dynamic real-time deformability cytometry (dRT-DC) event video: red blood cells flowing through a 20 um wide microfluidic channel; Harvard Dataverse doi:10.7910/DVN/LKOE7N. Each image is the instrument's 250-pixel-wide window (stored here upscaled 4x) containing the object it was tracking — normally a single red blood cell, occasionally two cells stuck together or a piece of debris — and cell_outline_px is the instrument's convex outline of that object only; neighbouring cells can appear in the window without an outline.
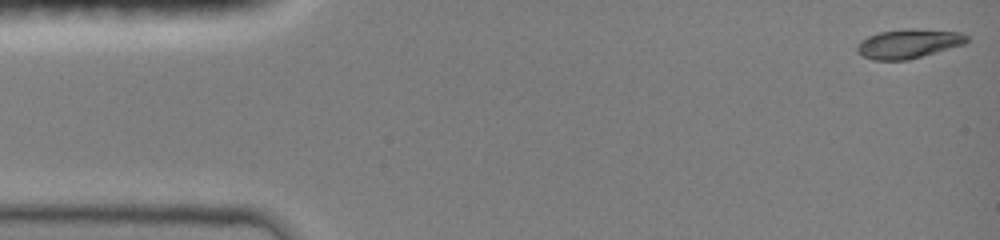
{"species": "common noctule bat (a hibernating species)", "species_latin": "Nyctalus noctula", "temperature_condition": "room temperature", "stored_images_in_passage": 49, "camera_frame_rate_fps": 3000, "um_per_image_px": 0.085, "animal": {"sex": "female", "body_mass_g": 19.0, "forearm_length_mm": 51.5}, "frame": {"image": 1, "passage_image": 1, "time_ms": 0.0, "image_size_px": [1000, 240], "cell_outline_px": [[968, 40], [964, 44], [908, 60], [872, 60], [856, 52], [856, 48], [868, 36], [880, 32], [912, 28], [960, 32], [968, 36]], "centroid_in_image_um": [77.24, 3.71], "position_along_channel_um": 7.8, "area_um2": 18.44}}
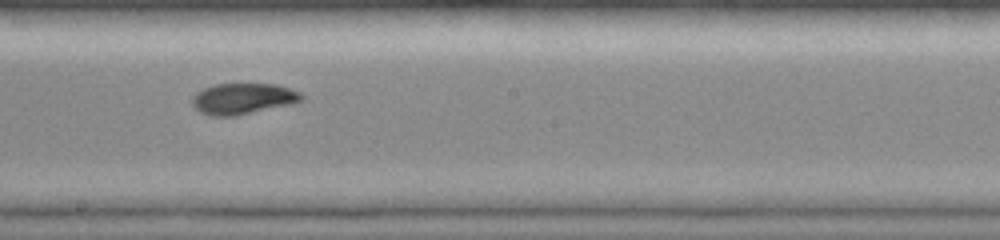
{"frame": {"image": 2, "passage_image": 28, "time_ms": 8.333, "image_size_px": [1000, 240], "cell_outline_px": [[304, 100], [292, 104], [236, 116], [212, 116], [200, 112], [192, 104], [192, 96], [196, 92], [204, 88], [216, 84], [276, 84], [300, 92], [304, 96]], "centroid_in_image_um": [20.66, 8.39], "position_along_channel_um": 227.5, "area_um2": 19.83}}
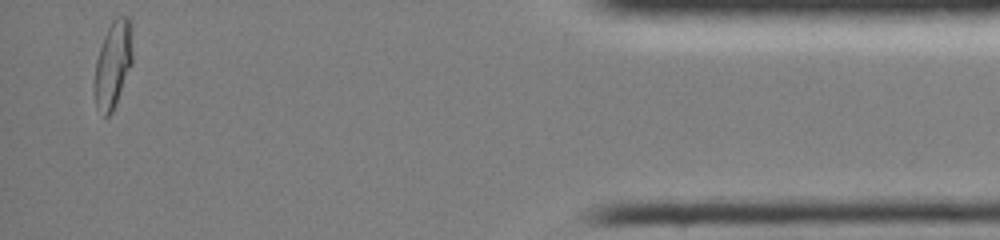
{"frame": {"image": 3, "passage_image": 49, "time_ms": 14.667, "image_size_px": [1000, 240], "cell_outline_px": [[132, 64], [116, 104], [112, 112], [108, 116], [104, 116], [96, 108], [92, 88], [92, 84], [96, 60], [104, 36], [112, 20], [116, 16], [128, 16], [132, 20]], "centroid_in_image_um": [9.59, 5.48], "position_along_channel_um": 425.6, "area_um2": 19.88}, "authors_computed_cell_mechanics": {"area_um2": 19.3052, "velocity_mm_per_s": 4.0696, "shape_relaxation_time_tau1_ms": 7.5868, "shape_relaxation_time_tau2_ms": 2.1828, "deformation_change_tau1": 0.2719, "deformation_change_tau2": 0.0475}}